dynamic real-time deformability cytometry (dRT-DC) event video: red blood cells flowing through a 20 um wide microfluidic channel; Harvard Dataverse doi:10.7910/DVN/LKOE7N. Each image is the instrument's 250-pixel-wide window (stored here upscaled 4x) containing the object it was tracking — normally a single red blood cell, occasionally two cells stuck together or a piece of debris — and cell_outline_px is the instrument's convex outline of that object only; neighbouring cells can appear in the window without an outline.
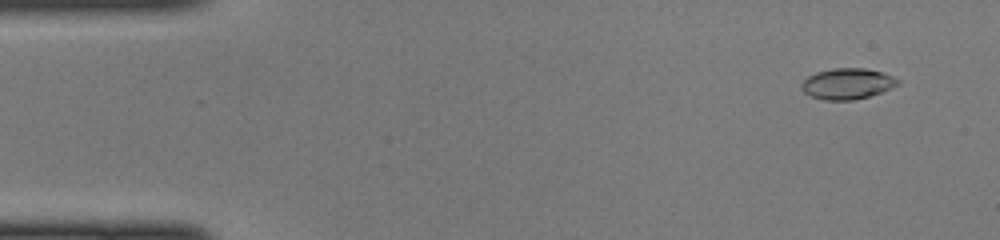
{"species": "common noctule bat (a hibernating species)", "species_latin": "Nyctalus noctula", "temperature_condition": "cold", "stored_images_in_passage": 46, "camera_frame_rate_fps": 3000, "um_per_image_px": 0.085, "animal": {"sex": "female", "body_mass_g": 22.0, "forearm_length_mm": 56.7}, "frame": {"image": 1, "passage_image": 3, "time_ms": 0.667, "image_size_px": [1000, 240], "cell_outline_px": [[900, 84], [880, 92], [868, 96], [852, 100], [824, 100], [812, 96], [804, 92], [800, 88], [800, 84], [808, 76], [816, 72], [832, 68], [864, 68], [884, 72], [900, 80]], "centroid_in_image_um": [72.01, 7.1], "position_along_channel_um": 13.0, "area_um2": 17.34}}
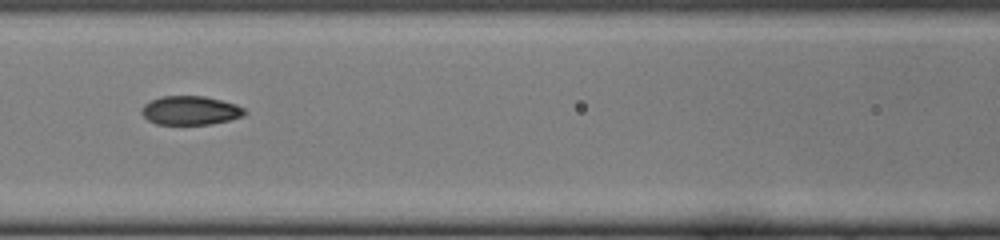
{"frame": {"image": 2, "passage_image": 20, "time_ms": 6.333, "image_size_px": [1000, 240], "cell_outline_px": [[248, 112], [244, 116], [212, 124], [156, 124], [148, 120], [140, 112], [140, 108], [144, 104], [160, 96], [204, 96], [236, 104], [244, 108]], "centroid_in_image_um": [16.18, 9.39], "position_along_channel_um": 150.4, "area_um2": 17.4}}
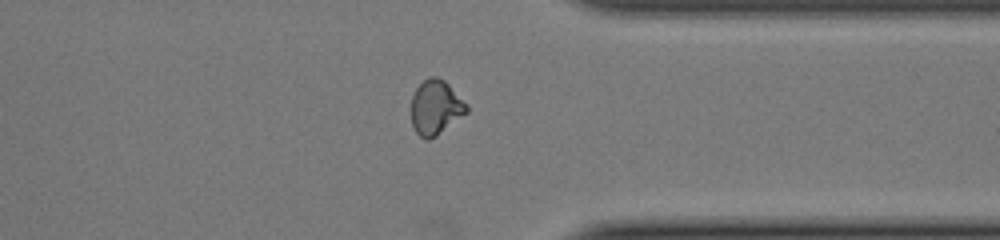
{"frame": {"image": 3, "passage_image": 36, "time_ms": 11.667, "image_size_px": [1000, 240], "cell_outline_px": [[468, 112], [436, 136], [428, 140], [420, 136], [416, 132], [412, 124], [412, 96], [416, 88], [428, 76], [436, 76], [444, 80], [468, 104]], "centroid_in_image_um": [37.04, 9.12], "position_along_channel_um": 374.4, "area_um2": 17.57}}